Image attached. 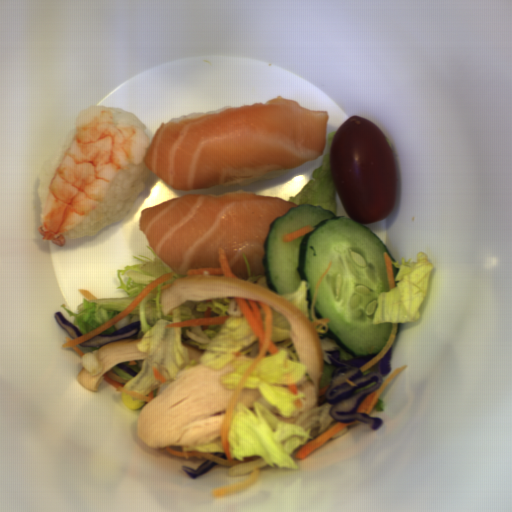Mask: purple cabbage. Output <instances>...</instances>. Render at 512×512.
Masks as SVG:
<instances>
[{
	"mask_svg": "<svg viewBox=\"0 0 512 512\" xmlns=\"http://www.w3.org/2000/svg\"><path fill=\"white\" fill-rule=\"evenodd\" d=\"M322 360L333 366L332 382L324 394L331 403L329 412L333 420L339 422L361 421L373 432L384 424L380 417H372L367 412H358L363 400L382 386L385 376L392 370L390 361L393 355L391 346L383 358L367 371L360 368L375 358L372 356H355L341 359V347L331 337L320 339Z\"/></svg>",
	"mask_w": 512,
	"mask_h": 512,
	"instance_id": "c1f60e8f",
	"label": "purple cabbage"
},
{
	"mask_svg": "<svg viewBox=\"0 0 512 512\" xmlns=\"http://www.w3.org/2000/svg\"><path fill=\"white\" fill-rule=\"evenodd\" d=\"M141 330V320L135 321L131 325L125 326L110 335H95L94 337L78 344L82 347H102L117 340L129 339L139 333Z\"/></svg>",
	"mask_w": 512,
	"mask_h": 512,
	"instance_id": "ea28d5fd",
	"label": "purple cabbage"
},
{
	"mask_svg": "<svg viewBox=\"0 0 512 512\" xmlns=\"http://www.w3.org/2000/svg\"><path fill=\"white\" fill-rule=\"evenodd\" d=\"M53 319L59 324V326L73 339L83 336L80 329L73 325L64 315L63 313L56 312L53 314Z\"/></svg>",
	"mask_w": 512,
	"mask_h": 512,
	"instance_id": "f65ffa83",
	"label": "purple cabbage"
},
{
	"mask_svg": "<svg viewBox=\"0 0 512 512\" xmlns=\"http://www.w3.org/2000/svg\"><path fill=\"white\" fill-rule=\"evenodd\" d=\"M216 464H218V463H215V462L207 459L197 469L183 465V466H181V470L183 472H185L191 479H196L200 475L210 471Z\"/></svg>",
	"mask_w": 512,
	"mask_h": 512,
	"instance_id": "39781b68",
	"label": "purple cabbage"
},
{
	"mask_svg": "<svg viewBox=\"0 0 512 512\" xmlns=\"http://www.w3.org/2000/svg\"><path fill=\"white\" fill-rule=\"evenodd\" d=\"M116 366L133 378L138 375L137 371H135L134 369L130 368L129 366H127L126 364H124L122 362L118 363Z\"/></svg>",
	"mask_w": 512,
	"mask_h": 512,
	"instance_id": "9ea6ddef",
	"label": "purple cabbage"
},
{
	"mask_svg": "<svg viewBox=\"0 0 512 512\" xmlns=\"http://www.w3.org/2000/svg\"><path fill=\"white\" fill-rule=\"evenodd\" d=\"M214 456H218V457H221V458H223V459H226V460H227L225 453H222V452H218V453H216Z\"/></svg>",
	"mask_w": 512,
	"mask_h": 512,
	"instance_id": "8b30caba",
	"label": "purple cabbage"
}]
</instances>
